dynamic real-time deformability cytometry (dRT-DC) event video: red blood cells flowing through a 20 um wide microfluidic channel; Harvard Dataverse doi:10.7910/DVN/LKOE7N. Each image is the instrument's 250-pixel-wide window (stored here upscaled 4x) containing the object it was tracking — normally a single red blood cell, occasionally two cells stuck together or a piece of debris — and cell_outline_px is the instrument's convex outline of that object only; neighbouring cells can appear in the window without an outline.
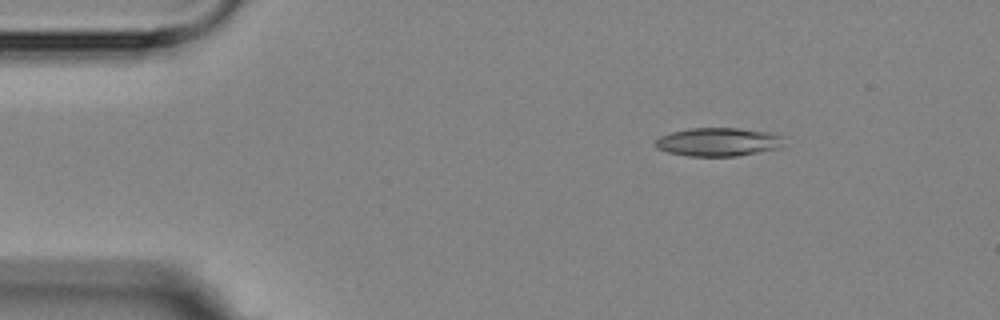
{"species": "Egyptian fruit bat (a non-hibernating species)", "species_latin": "Rousettus aegyptiacus", "temperature_condition": "room temperature", "stored_images_in_passage": 3, "camera_frame_rate_fps": 3000, "um_per_image_px": 0.085, "animal": {"sex": "female"}, "frame": {"image": 1, "passage_image": 1, "time_ms": 0.0, "image_size_px": [1000, 320], "cell_outline_px": [[784, 148], [736, 156], [688, 156], [668, 152], [656, 148], [652, 144], [660, 136], [672, 132], [692, 128], [736, 128], [768, 132], [784, 136]], "centroid_in_image_um": [61.09, 12.07], "position_along_channel_um": 23.9, "area_um2": 21.56}}